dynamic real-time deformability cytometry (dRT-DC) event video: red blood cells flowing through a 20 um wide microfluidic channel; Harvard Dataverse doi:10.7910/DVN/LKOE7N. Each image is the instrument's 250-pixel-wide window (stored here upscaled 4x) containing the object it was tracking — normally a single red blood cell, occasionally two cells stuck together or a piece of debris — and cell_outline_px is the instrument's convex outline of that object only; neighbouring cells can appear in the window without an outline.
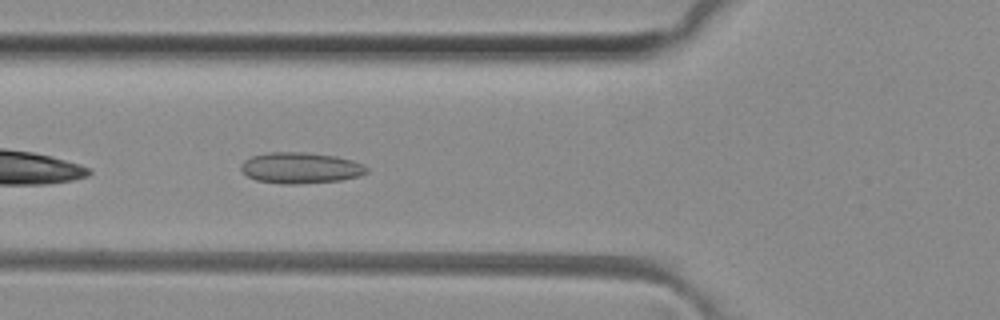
{"species": "common noctule bat (a hibernating species)", "species_latin": "Nyctalus noctula", "temperature_condition": "room temperature", "stored_images_in_passage": 33, "camera_frame_rate_fps": 3000, "um_per_image_px": 0.085, "animal": {"sex": "female", "body_mass_g": 29.2, "forearm_length_mm": 56.3}, "frame": {"image": 1, "passage_image": 4, "time_ms": 1.0, "image_size_px": [1000, 320], "cell_outline_px": [[368, 172], [360, 176], [340, 180], [296, 184], [280, 184], [256, 180], [248, 176], [240, 168], [240, 164], [244, 160], [252, 156], [268, 152], [304, 152], [336, 156], [352, 160], [364, 164], [368, 168]], "centroid_in_image_um": [25.55, 14.27], "position_along_channel_um": 100.2, "area_um2": 22.83}}
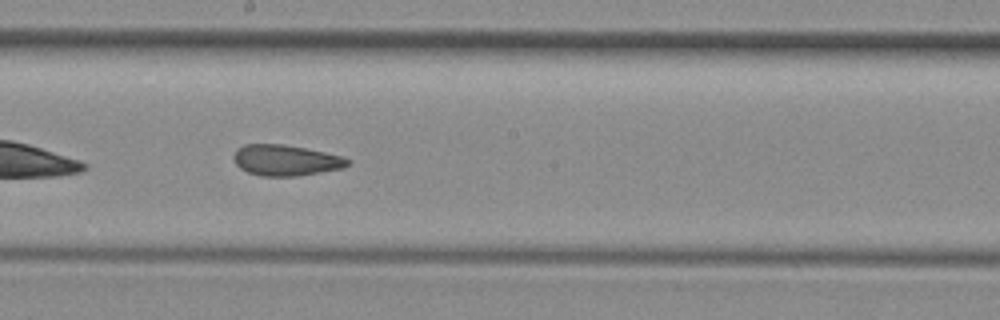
{"frame": {"image": 2, "passage_image": 13, "time_ms": 4.0, "image_size_px": [1000, 320], "cell_outline_px": [[348, 164], [344, 168], [296, 176], [260, 176], [248, 172], [240, 168], [236, 164], [232, 156], [236, 148], [244, 144], [284, 144], [324, 152], [340, 156], [348, 160]], "centroid_in_image_um": [24.22, 13.62], "position_along_channel_um": 224.0, "area_um2": 20.4}}
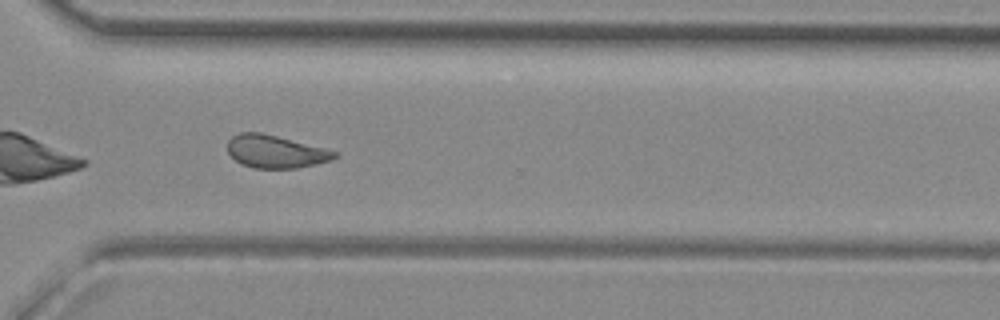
{"frame": {"image": 3, "passage_image": 22, "time_ms": 7.0, "image_size_px": [1000, 320], "cell_outline_px": [[340, 156], [332, 160], [316, 164], [296, 168], [252, 168], [240, 164], [228, 152], [228, 140], [232, 136], [240, 132], [260, 132], [340, 152]], "centroid_in_image_um": [23.44, 12.89], "position_along_channel_um": 347.2, "area_um2": 20.46}, "authors_computed_cell_mechanics": {"area_um2": 20.808, "velocity_mm_per_s": 4.1141, "shape_relaxation_time_tau1_ms": null, "shape_relaxation_time_tau2_ms": 2.7775, "deformation_change_tau1": null, "deformation_change_tau2": 0.0825}}